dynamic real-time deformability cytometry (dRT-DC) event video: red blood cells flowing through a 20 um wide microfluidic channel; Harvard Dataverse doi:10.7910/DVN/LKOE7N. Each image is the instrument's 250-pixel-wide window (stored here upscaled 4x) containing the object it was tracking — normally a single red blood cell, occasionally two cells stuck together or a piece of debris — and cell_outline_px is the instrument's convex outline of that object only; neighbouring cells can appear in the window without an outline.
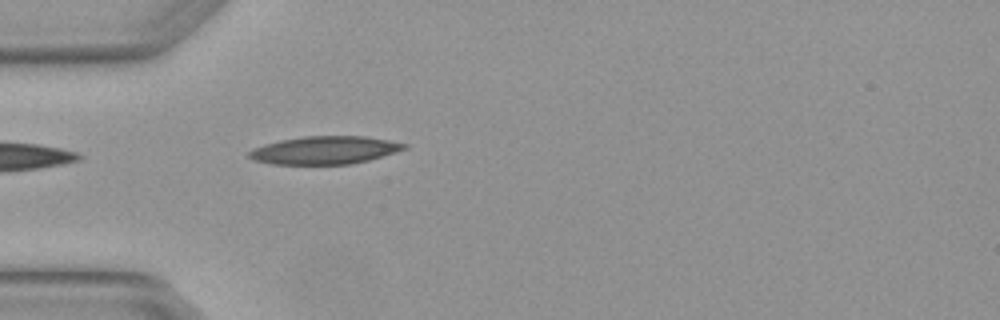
{"species": "Egyptian fruit bat (a non-hibernating species)", "species_latin": "Rousettus aegyptiacus", "temperature_condition": "warm", "stored_images_in_passage": 2, "camera_frame_rate_fps": 3000, "um_per_image_px": 0.085, "animal": {"sex": "female"}, "frame": {"image": 1, "passage_image": 2, "time_ms": 0.333, "image_size_px": [1000, 320], "cell_outline_px": [[408, 148], [396, 152], [368, 160], [352, 164], [272, 164], [252, 160], [248, 156], [248, 152], [252, 148], [264, 144], [280, 140], [304, 136], [364, 136], [388, 140], [408, 144]], "centroid_in_image_um": [27.58, 12.76], "position_along_channel_um": 57.4, "area_um2": 25.32}}